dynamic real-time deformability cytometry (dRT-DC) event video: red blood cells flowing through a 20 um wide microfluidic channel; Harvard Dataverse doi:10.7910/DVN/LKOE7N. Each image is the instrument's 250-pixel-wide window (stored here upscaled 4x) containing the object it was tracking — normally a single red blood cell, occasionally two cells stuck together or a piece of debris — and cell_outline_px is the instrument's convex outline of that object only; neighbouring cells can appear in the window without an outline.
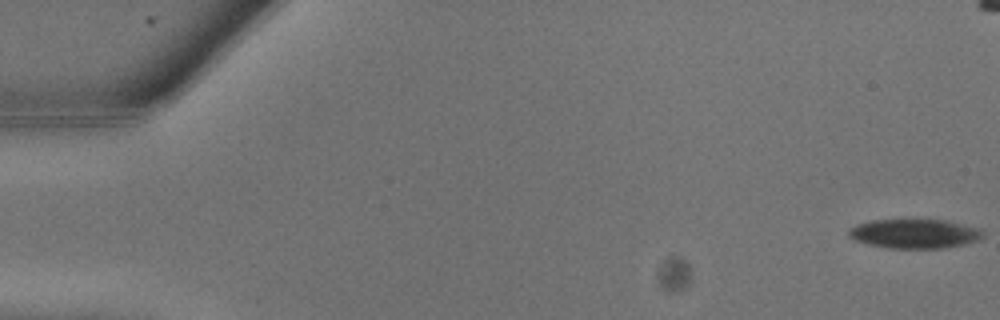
{"species": "common noctule bat (a hibernating species)", "species_latin": "Nyctalus noctula", "temperature_condition": "warm", "stored_images_in_passage": 10, "camera_frame_rate_fps": 3000, "um_per_image_px": 0.085, "animal": {"sex": "male", "body_mass_g": 13.3}, "frame": {"image": 1, "passage_image": 1, "time_ms": 0.0, "image_size_px": [1000, 320], "cell_outline_px": [[984, 236], [976, 240], [964, 244], [944, 248], [888, 248], [868, 244], [856, 240], [848, 236], [848, 228], [856, 224], [872, 220], [948, 220], [980, 228], [984, 232]], "centroid_in_image_um": [77.74, 19.86], "position_along_channel_um": 7.3, "area_um2": 22.95}}